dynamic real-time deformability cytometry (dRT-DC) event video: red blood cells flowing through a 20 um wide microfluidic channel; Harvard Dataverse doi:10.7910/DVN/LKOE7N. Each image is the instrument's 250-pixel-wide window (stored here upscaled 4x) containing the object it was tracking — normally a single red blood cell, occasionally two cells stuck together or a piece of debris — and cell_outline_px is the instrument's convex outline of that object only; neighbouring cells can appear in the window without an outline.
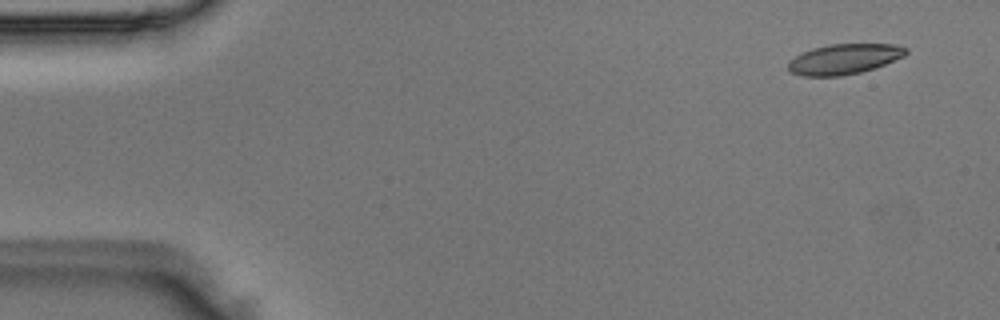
{"species": "Egyptian fruit bat (a non-hibernating species)", "species_latin": "Rousettus aegyptiacus", "temperature_condition": "room temperature", "stored_images_in_passage": 4, "camera_frame_rate_fps": 3000, "um_per_image_px": 0.085, "animal": {"sex": "male"}, "frame": {"image": 1, "passage_image": 1, "time_ms": 0.0, "image_size_px": [1000, 320], "cell_outline_px": [[908, 52], [904, 56], [876, 68], [860, 72], [840, 76], [804, 76], [792, 72], [788, 68], [788, 60], [812, 48], [828, 44], [896, 44], [908, 48]], "centroid_in_image_um": [71.78, 5.01], "position_along_channel_um": 13.2, "area_um2": 20.81}}
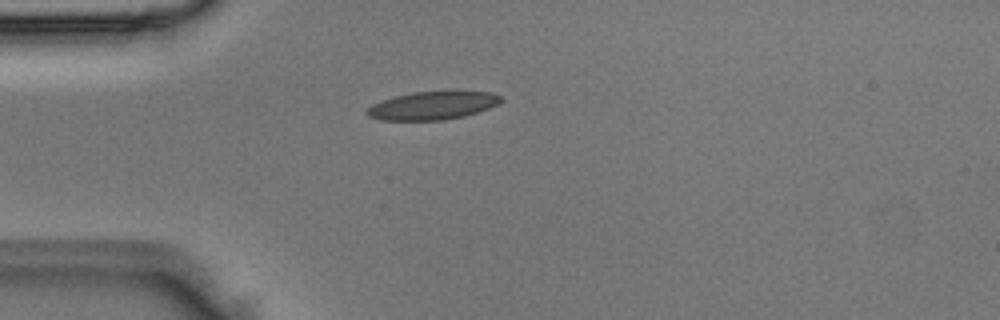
{"frame": {"image": 2, "passage_image": 4, "time_ms": 1.0, "image_size_px": [1000, 320], "cell_outline_px": [[504, 100], [488, 108], [464, 116], [440, 120], [380, 120], [368, 116], [364, 112], [372, 104], [380, 100], [412, 92], [492, 92], [500, 96]], "centroid_in_image_um": [36.71, 8.98], "position_along_channel_um": 48.3, "area_um2": 21.68}}